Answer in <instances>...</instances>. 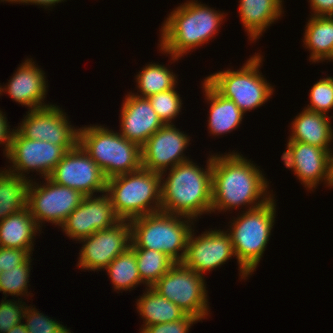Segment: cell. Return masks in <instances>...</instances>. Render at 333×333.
Listing matches in <instances>:
<instances>
[{"instance_id":"cell-1","label":"cell","mask_w":333,"mask_h":333,"mask_svg":"<svg viewBox=\"0 0 333 333\" xmlns=\"http://www.w3.org/2000/svg\"><path fill=\"white\" fill-rule=\"evenodd\" d=\"M259 168L237 152L212 155L211 213L241 206H248L247 210H251L268 202L273 195Z\"/></svg>"},{"instance_id":"cell-2","label":"cell","mask_w":333,"mask_h":333,"mask_svg":"<svg viewBox=\"0 0 333 333\" xmlns=\"http://www.w3.org/2000/svg\"><path fill=\"white\" fill-rule=\"evenodd\" d=\"M203 169L189 160L161 176V211L193 219L212 210V155ZM163 180V181H162Z\"/></svg>"},{"instance_id":"cell-3","label":"cell","mask_w":333,"mask_h":333,"mask_svg":"<svg viewBox=\"0 0 333 333\" xmlns=\"http://www.w3.org/2000/svg\"><path fill=\"white\" fill-rule=\"evenodd\" d=\"M224 13L197 1H187L170 12L161 28L160 50L177 61L218 33Z\"/></svg>"},{"instance_id":"cell-4","label":"cell","mask_w":333,"mask_h":333,"mask_svg":"<svg viewBox=\"0 0 333 333\" xmlns=\"http://www.w3.org/2000/svg\"><path fill=\"white\" fill-rule=\"evenodd\" d=\"M193 221L196 220L164 211L133 218L129 220L132 242L130 248L163 252L175 263H181L186 254Z\"/></svg>"},{"instance_id":"cell-5","label":"cell","mask_w":333,"mask_h":333,"mask_svg":"<svg viewBox=\"0 0 333 333\" xmlns=\"http://www.w3.org/2000/svg\"><path fill=\"white\" fill-rule=\"evenodd\" d=\"M242 212L233 218L227 232L239 265V275L246 279L256 271L271 236L276 216L274 196L264 205Z\"/></svg>"},{"instance_id":"cell-6","label":"cell","mask_w":333,"mask_h":333,"mask_svg":"<svg viewBox=\"0 0 333 333\" xmlns=\"http://www.w3.org/2000/svg\"><path fill=\"white\" fill-rule=\"evenodd\" d=\"M106 193L121 220L161 211V174L141 168L110 177Z\"/></svg>"},{"instance_id":"cell-7","label":"cell","mask_w":333,"mask_h":333,"mask_svg":"<svg viewBox=\"0 0 333 333\" xmlns=\"http://www.w3.org/2000/svg\"><path fill=\"white\" fill-rule=\"evenodd\" d=\"M79 144L107 179L142 168L141 147L102 125L79 128Z\"/></svg>"},{"instance_id":"cell-8","label":"cell","mask_w":333,"mask_h":333,"mask_svg":"<svg viewBox=\"0 0 333 333\" xmlns=\"http://www.w3.org/2000/svg\"><path fill=\"white\" fill-rule=\"evenodd\" d=\"M250 57L239 70H224L205 80L222 96L232 100L245 113L265 104L273 94V87L259 72L262 55Z\"/></svg>"},{"instance_id":"cell-9","label":"cell","mask_w":333,"mask_h":333,"mask_svg":"<svg viewBox=\"0 0 333 333\" xmlns=\"http://www.w3.org/2000/svg\"><path fill=\"white\" fill-rule=\"evenodd\" d=\"M204 278L182 263H175L152 288L176 304L187 315L202 320L210 312Z\"/></svg>"},{"instance_id":"cell-10","label":"cell","mask_w":333,"mask_h":333,"mask_svg":"<svg viewBox=\"0 0 333 333\" xmlns=\"http://www.w3.org/2000/svg\"><path fill=\"white\" fill-rule=\"evenodd\" d=\"M76 146L53 145L47 141L31 140L24 137L17 129H13L11 145L6 158L12 167L6 169L9 173L31 181L25 176L30 171H37L42 178L52 173L62 157Z\"/></svg>"},{"instance_id":"cell-11","label":"cell","mask_w":333,"mask_h":333,"mask_svg":"<svg viewBox=\"0 0 333 333\" xmlns=\"http://www.w3.org/2000/svg\"><path fill=\"white\" fill-rule=\"evenodd\" d=\"M44 179L43 185L29 181L27 208L40 228L44 221L61 226L85 196L75 189L56 184L48 177Z\"/></svg>"},{"instance_id":"cell-12","label":"cell","mask_w":333,"mask_h":333,"mask_svg":"<svg viewBox=\"0 0 333 333\" xmlns=\"http://www.w3.org/2000/svg\"><path fill=\"white\" fill-rule=\"evenodd\" d=\"M48 178L58 185L75 189L84 196L106 192L107 178L80 144L62 157Z\"/></svg>"},{"instance_id":"cell-13","label":"cell","mask_w":333,"mask_h":333,"mask_svg":"<svg viewBox=\"0 0 333 333\" xmlns=\"http://www.w3.org/2000/svg\"><path fill=\"white\" fill-rule=\"evenodd\" d=\"M79 268L100 271L105 269L118 255L131 247V225L129 220H120L114 226L99 230L80 240Z\"/></svg>"},{"instance_id":"cell-14","label":"cell","mask_w":333,"mask_h":333,"mask_svg":"<svg viewBox=\"0 0 333 333\" xmlns=\"http://www.w3.org/2000/svg\"><path fill=\"white\" fill-rule=\"evenodd\" d=\"M59 106L30 110L17 130L31 140L47 141L53 145L77 146L79 129L68 121L67 114Z\"/></svg>"},{"instance_id":"cell-15","label":"cell","mask_w":333,"mask_h":333,"mask_svg":"<svg viewBox=\"0 0 333 333\" xmlns=\"http://www.w3.org/2000/svg\"><path fill=\"white\" fill-rule=\"evenodd\" d=\"M189 137L173 124L163 125L141 147L142 168L165 176L168 169L189 161L184 155Z\"/></svg>"},{"instance_id":"cell-16","label":"cell","mask_w":333,"mask_h":333,"mask_svg":"<svg viewBox=\"0 0 333 333\" xmlns=\"http://www.w3.org/2000/svg\"><path fill=\"white\" fill-rule=\"evenodd\" d=\"M192 229L187 240L186 254L181 262L185 267L202 275L225 264L235 256L231 237L227 231L214 229L194 237Z\"/></svg>"},{"instance_id":"cell-17","label":"cell","mask_w":333,"mask_h":333,"mask_svg":"<svg viewBox=\"0 0 333 333\" xmlns=\"http://www.w3.org/2000/svg\"><path fill=\"white\" fill-rule=\"evenodd\" d=\"M282 160L308 190L320 182L329 185L328 151L299 141H287Z\"/></svg>"},{"instance_id":"cell-18","label":"cell","mask_w":333,"mask_h":333,"mask_svg":"<svg viewBox=\"0 0 333 333\" xmlns=\"http://www.w3.org/2000/svg\"><path fill=\"white\" fill-rule=\"evenodd\" d=\"M123 101L119 133L142 147L164 124L147 98L130 92Z\"/></svg>"},{"instance_id":"cell-19","label":"cell","mask_w":333,"mask_h":333,"mask_svg":"<svg viewBox=\"0 0 333 333\" xmlns=\"http://www.w3.org/2000/svg\"><path fill=\"white\" fill-rule=\"evenodd\" d=\"M44 74L43 70L32 62V58L26 59L8 80V84L4 88L1 86V95L3 92L7 93L16 103L29 107V111L50 106L44 103L48 89Z\"/></svg>"},{"instance_id":"cell-20","label":"cell","mask_w":333,"mask_h":333,"mask_svg":"<svg viewBox=\"0 0 333 333\" xmlns=\"http://www.w3.org/2000/svg\"><path fill=\"white\" fill-rule=\"evenodd\" d=\"M332 116L303 109L291 123L289 141L307 143L329 151L333 140Z\"/></svg>"},{"instance_id":"cell-21","label":"cell","mask_w":333,"mask_h":333,"mask_svg":"<svg viewBox=\"0 0 333 333\" xmlns=\"http://www.w3.org/2000/svg\"><path fill=\"white\" fill-rule=\"evenodd\" d=\"M283 0H239V16L250 41H256L262 33L282 16Z\"/></svg>"},{"instance_id":"cell-22","label":"cell","mask_w":333,"mask_h":333,"mask_svg":"<svg viewBox=\"0 0 333 333\" xmlns=\"http://www.w3.org/2000/svg\"><path fill=\"white\" fill-rule=\"evenodd\" d=\"M205 99L210 104L208 130L213 136L224 135L238 128L244 113L230 99L219 94L205 79L202 83Z\"/></svg>"},{"instance_id":"cell-23","label":"cell","mask_w":333,"mask_h":333,"mask_svg":"<svg viewBox=\"0 0 333 333\" xmlns=\"http://www.w3.org/2000/svg\"><path fill=\"white\" fill-rule=\"evenodd\" d=\"M41 231L28 208L0 221V247L27 250L32 254L34 237Z\"/></svg>"},{"instance_id":"cell-24","label":"cell","mask_w":333,"mask_h":333,"mask_svg":"<svg viewBox=\"0 0 333 333\" xmlns=\"http://www.w3.org/2000/svg\"><path fill=\"white\" fill-rule=\"evenodd\" d=\"M137 311L144 320L143 328L160 323L174 322L182 319L186 313L176 304L161 296L152 287L137 299Z\"/></svg>"},{"instance_id":"cell-25","label":"cell","mask_w":333,"mask_h":333,"mask_svg":"<svg viewBox=\"0 0 333 333\" xmlns=\"http://www.w3.org/2000/svg\"><path fill=\"white\" fill-rule=\"evenodd\" d=\"M303 45L310 53V62L329 60L333 52V16H310Z\"/></svg>"},{"instance_id":"cell-26","label":"cell","mask_w":333,"mask_h":333,"mask_svg":"<svg viewBox=\"0 0 333 333\" xmlns=\"http://www.w3.org/2000/svg\"><path fill=\"white\" fill-rule=\"evenodd\" d=\"M29 180L0 170V221L27 208Z\"/></svg>"},{"instance_id":"cell-27","label":"cell","mask_w":333,"mask_h":333,"mask_svg":"<svg viewBox=\"0 0 333 333\" xmlns=\"http://www.w3.org/2000/svg\"><path fill=\"white\" fill-rule=\"evenodd\" d=\"M142 68L135 78L137 89H139L137 94H134L136 96L148 98L159 92L170 90L177 85L176 74L171 72L165 65L152 63Z\"/></svg>"},{"instance_id":"cell-28","label":"cell","mask_w":333,"mask_h":333,"mask_svg":"<svg viewBox=\"0 0 333 333\" xmlns=\"http://www.w3.org/2000/svg\"><path fill=\"white\" fill-rule=\"evenodd\" d=\"M105 270L112 281L114 291L133 290L135 286L144 284L137 269L135 252L131 248L118 255Z\"/></svg>"},{"instance_id":"cell-29","label":"cell","mask_w":333,"mask_h":333,"mask_svg":"<svg viewBox=\"0 0 333 333\" xmlns=\"http://www.w3.org/2000/svg\"><path fill=\"white\" fill-rule=\"evenodd\" d=\"M137 259V269L141 281L147 287H152L165 273H167L175 262L163 252L152 249H132Z\"/></svg>"},{"instance_id":"cell-30","label":"cell","mask_w":333,"mask_h":333,"mask_svg":"<svg viewBox=\"0 0 333 333\" xmlns=\"http://www.w3.org/2000/svg\"><path fill=\"white\" fill-rule=\"evenodd\" d=\"M104 192L102 196H88V218L91 235L99 230L110 228L121 219L116 215L110 196Z\"/></svg>"},{"instance_id":"cell-31","label":"cell","mask_w":333,"mask_h":333,"mask_svg":"<svg viewBox=\"0 0 333 333\" xmlns=\"http://www.w3.org/2000/svg\"><path fill=\"white\" fill-rule=\"evenodd\" d=\"M31 256L21 265L11 268L0 274V292L4 294V299L9 294L11 296H28V283L30 277ZM28 293V294H27ZM7 294V295H6ZM27 294V295H26Z\"/></svg>"},{"instance_id":"cell-32","label":"cell","mask_w":333,"mask_h":333,"mask_svg":"<svg viewBox=\"0 0 333 333\" xmlns=\"http://www.w3.org/2000/svg\"><path fill=\"white\" fill-rule=\"evenodd\" d=\"M175 88L176 86L147 98L164 125L173 124L172 120L178 117L177 115L181 112L183 103L180 94L177 93Z\"/></svg>"},{"instance_id":"cell-33","label":"cell","mask_w":333,"mask_h":333,"mask_svg":"<svg viewBox=\"0 0 333 333\" xmlns=\"http://www.w3.org/2000/svg\"><path fill=\"white\" fill-rule=\"evenodd\" d=\"M60 227L67 237L76 241L91 235V226H89L88 218V196H85L82 203L68 215Z\"/></svg>"},{"instance_id":"cell-34","label":"cell","mask_w":333,"mask_h":333,"mask_svg":"<svg viewBox=\"0 0 333 333\" xmlns=\"http://www.w3.org/2000/svg\"><path fill=\"white\" fill-rule=\"evenodd\" d=\"M310 105L305 109L328 114L333 109V77H326L317 81L310 89Z\"/></svg>"},{"instance_id":"cell-35","label":"cell","mask_w":333,"mask_h":333,"mask_svg":"<svg viewBox=\"0 0 333 333\" xmlns=\"http://www.w3.org/2000/svg\"><path fill=\"white\" fill-rule=\"evenodd\" d=\"M18 302V303H17ZM24 303V304H23ZM25 302L2 299L0 302V333H7L12 327L23 322L27 308Z\"/></svg>"},{"instance_id":"cell-36","label":"cell","mask_w":333,"mask_h":333,"mask_svg":"<svg viewBox=\"0 0 333 333\" xmlns=\"http://www.w3.org/2000/svg\"><path fill=\"white\" fill-rule=\"evenodd\" d=\"M27 306L23 319L26 320L25 327L29 333H54L62 324L50 317L39 313L36 308Z\"/></svg>"},{"instance_id":"cell-37","label":"cell","mask_w":333,"mask_h":333,"mask_svg":"<svg viewBox=\"0 0 333 333\" xmlns=\"http://www.w3.org/2000/svg\"><path fill=\"white\" fill-rule=\"evenodd\" d=\"M198 321L200 320L195 316L186 314L182 319L174 322L154 324L140 328V333H188L190 327Z\"/></svg>"},{"instance_id":"cell-38","label":"cell","mask_w":333,"mask_h":333,"mask_svg":"<svg viewBox=\"0 0 333 333\" xmlns=\"http://www.w3.org/2000/svg\"><path fill=\"white\" fill-rule=\"evenodd\" d=\"M30 256L27 250L0 247V268L2 272L24 263Z\"/></svg>"},{"instance_id":"cell-39","label":"cell","mask_w":333,"mask_h":333,"mask_svg":"<svg viewBox=\"0 0 333 333\" xmlns=\"http://www.w3.org/2000/svg\"><path fill=\"white\" fill-rule=\"evenodd\" d=\"M1 110H0V144L5 147L4 148V153L5 157L8 155L10 145H11V136L13 133V130H10V126L7 123V117L5 116Z\"/></svg>"},{"instance_id":"cell-40","label":"cell","mask_w":333,"mask_h":333,"mask_svg":"<svg viewBox=\"0 0 333 333\" xmlns=\"http://www.w3.org/2000/svg\"><path fill=\"white\" fill-rule=\"evenodd\" d=\"M312 16H333V0H309Z\"/></svg>"},{"instance_id":"cell-41","label":"cell","mask_w":333,"mask_h":333,"mask_svg":"<svg viewBox=\"0 0 333 333\" xmlns=\"http://www.w3.org/2000/svg\"><path fill=\"white\" fill-rule=\"evenodd\" d=\"M64 2L65 0H19L17 3H24V4H35V5H39V6H44L45 7V9L47 8V7H51V6H53V5H55L56 3L58 4V3H61V2Z\"/></svg>"},{"instance_id":"cell-42","label":"cell","mask_w":333,"mask_h":333,"mask_svg":"<svg viewBox=\"0 0 333 333\" xmlns=\"http://www.w3.org/2000/svg\"><path fill=\"white\" fill-rule=\"evenodd\" d=\"M329 185L333 187V151H328Z\"/></svg>"},{"instance_id":"cell-43","label":"cell","mask_w":333,"mask_h":333,"mask_svg":"<svg viewBox=\"0 0 333 333\" xmlns=\"http://www.w3.org/2000/svg\"><path fill=\"white\" fill-rule=\"evenodd\" d=\"M7 333H29L25 327L24 323H19L18 325H15L12 327Z\"/></svg>"},{"instance_id":"cell-44","label":"cell","mask_w":333,"mask_h":333,"mask_svg":"<svg viewBox=\"0 0 333 333\" xmlns=\"http://www.w3.org/2000/svg\"><path fill=\"white\" fill-rule=\"evenodd\" d=\"M54 333H71L70 329H67L66 326L62 325L57 331Z\"/></svg>"},{"instance_id":"cell-45","label":"cell","mask_w":333,"mask_h":333,"mask_svg":"<svg viewBox=\"0 0 333 333\" xmlns=\"http://www.w3.org/2000/svg\"><path fill=\"white\" fill-rule=\"evenodd\" d=\"M2 2H11V3H17L19 0H1Z\"/></svg>"},{"instance_id":"cell-46","label":"cell","mask_w":333,"mask_h":333,"mask_svg":"<svg viewBox=\"0 0 333 333\" xmlns=\"http://www.w3.org/2000/svg\"><path fill=\"white\" fill-rule=\"evenodd\" d=\"M333 61V52H332V55H331V58L329 59V61Z\"/></svg>"}]
</instances>
